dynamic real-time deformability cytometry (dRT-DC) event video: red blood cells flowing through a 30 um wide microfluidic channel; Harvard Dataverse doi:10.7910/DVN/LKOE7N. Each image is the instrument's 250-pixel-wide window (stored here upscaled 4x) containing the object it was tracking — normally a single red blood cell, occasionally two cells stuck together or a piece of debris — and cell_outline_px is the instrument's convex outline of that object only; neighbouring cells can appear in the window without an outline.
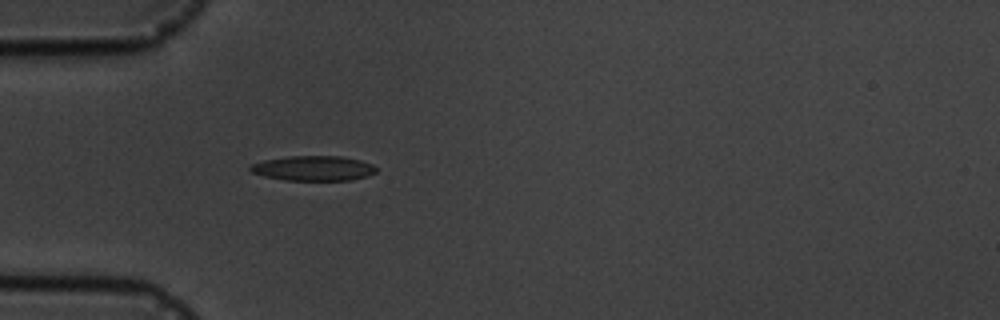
{"species": "common noctule bat (a hibernating species)", "species_latin": "Nyctalus noctula", "temperature_condition": "cold", "stored_images_in_passage": 5, "camera_frame_rate_fps": 3000, "um_per_image_px": 0.085, "animal": {"sex": "male", "body_mass_g": 19.5, "forearm_length_mm": 54.6}, "frame": {"image": 1, "passage_image": 5, "time_ms": 6.333, "image_size_px": [1000, 320], "cell_outline_px": [[376, 172], [368, 176], [352, 180], [284, 180], [264, 176], [252, 172], [248, 168], [252, 164], [264, 160], [288, 156], [340, 156], [360, 160], [372, 164], [376, 168]], "centroid_in_image_um": [26.65, 14.3], "position_along_channel_um": 58.4, "area_um2": 18.26}}